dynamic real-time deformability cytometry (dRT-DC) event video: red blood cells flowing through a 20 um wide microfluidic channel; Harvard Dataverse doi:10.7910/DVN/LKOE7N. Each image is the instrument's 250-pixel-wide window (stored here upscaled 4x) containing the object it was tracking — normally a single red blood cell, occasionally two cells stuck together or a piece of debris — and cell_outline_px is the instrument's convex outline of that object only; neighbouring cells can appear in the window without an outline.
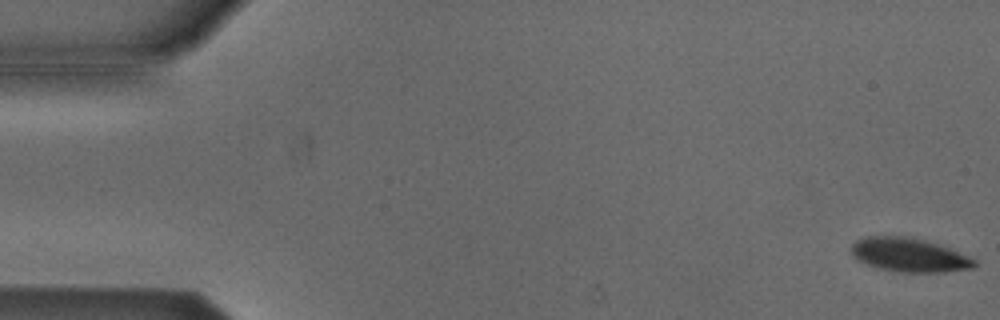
{"species": "Egyptian fruit bat (a non-hibernating species)", "species_latin": "Rousettus aegyptiacus", "temperature_condition": "cold", "stored_images_in_passage": 54, "camera_frame_rate_fps": 3000, "um_per_image_px": 0.085, "animal": {"sex": "male"}, "frame": {"image": 1, "passage_image": 1, "time_ms": 0.0, "image_size_px": [1000, 320], "cell_outline_px": [[976, 264], [972, 268], [944, 272], [900, 272], [880, 268], [856, 260], [852, 252], [852, 244], [856, 240], [868, 236], [904, 236], [924, 240], [948, 248], [968, 256], [976, 260]], "centroid_in_image_um": [77.26, 21.67], "position_along_channel_um": 7.7, "area_um2": 23.93}}
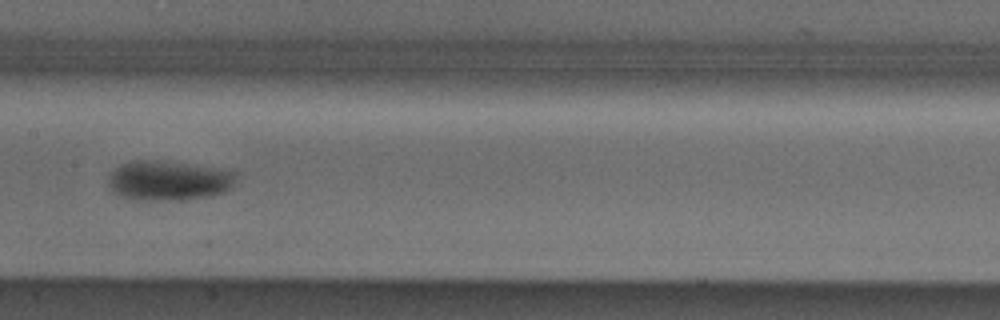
{"frame": {"image": 2, "passage_image": 27, "time_ms": 8.667, "image_size_px": [1000, 320], "cell_outline_px": [[236, 172], [232, 188], [224, 192], [212, 196], [188, 200], [132, 200], [120, 196], [112, 192], [108, 188], [108, 180], [112, 172], [120, 164], [132, 160], [164, 160]], "centroid_in_image_um": [14.28, 15.37], "position_along_channel_um": 193.1, "area_um2": 29.94}}
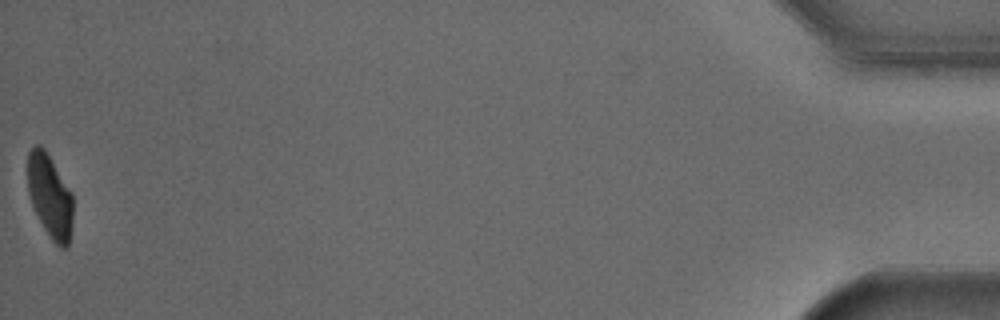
{"frame": {"image": 3, "passage_image": 54, "time_ms": 17.667, "image_size_px": [1000, 320], "cell_outline_px": [[72, 228], [68, 248], [60, 248], [52, 240], [44, 228], [32, 204], [28, 192], [28, 152], [36, 144], [40, 144], [44, 148], [72, 192]], "centroid_in_image_um": [4.26, 16.68], "position_along_channel_um": 430.9, "area_um2": 21.96}, "authors_computed_cell_mechanics": {"area_um2": 26.1545, "velocity_mm_per_s": 3.7931, "shape_relaxation_time_tau1_ms": 2.1948, "shape_relaxation_time_tau2_ms": null, "deformation_change_tau1": 0.0983, "deformation_change_tau2": null}}